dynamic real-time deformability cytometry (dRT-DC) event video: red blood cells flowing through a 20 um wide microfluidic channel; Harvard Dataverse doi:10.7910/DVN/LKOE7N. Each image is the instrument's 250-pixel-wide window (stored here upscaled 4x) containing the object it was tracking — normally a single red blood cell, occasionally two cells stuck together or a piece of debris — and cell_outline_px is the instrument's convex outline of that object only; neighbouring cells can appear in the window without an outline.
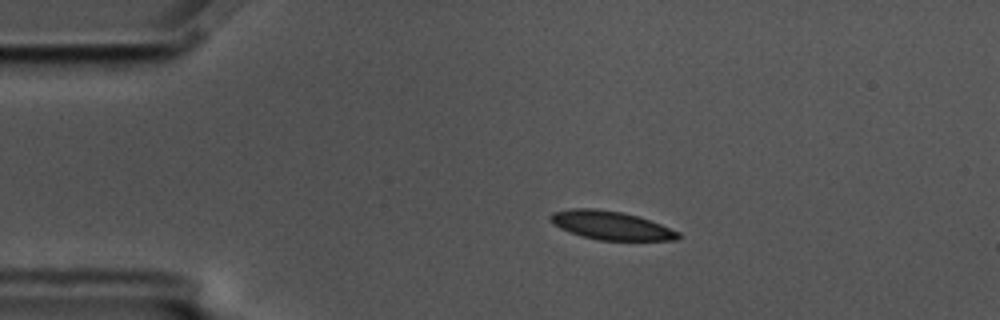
{"species": "common noctule bat (a hibernating species)", "species_latin": "Nyctalus noctula", "temperature_condition": "cold", "stored_images_in_passage": 58, "camera_frame_rate_fps": 3000, "um_per_image_px": 0.085, "animal": {"sex": "male", "body_mass_g": 17.5, "forearm_length_mm": 52.3}, "frame": {"image": 1, "passage_image": 11, "time_ms": 3.333, "image_size_px": [1000, 320], "cell_outline_px": [[680, 236], [676, 240], [596, 240], [560, 228], [552, 224], [548, 216], [552, 212], [572, 208], [596, 208], [624, 212], [660, 224], [680, 232]], "centroid_in_image_um": [51.9, 19.15], "position_along_channel_um": 33.1, "area_um2": 21.15}}
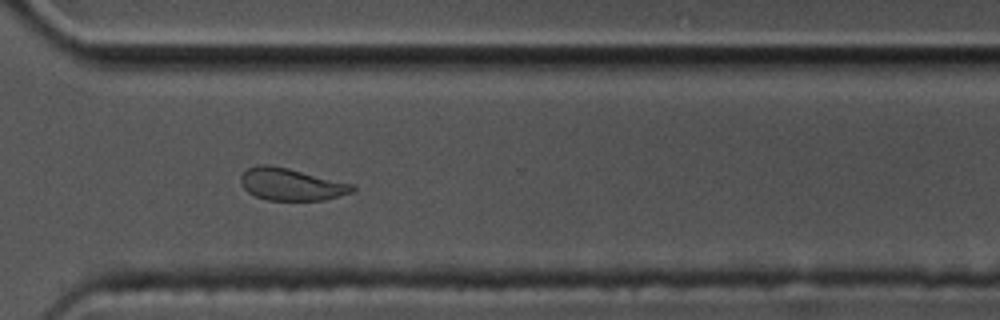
{"frame": {"image": 2, "passage_image": 42, "time_ms": 13.667, "image_size_px": [1000, 320], "cell_outline_px": [[356, 188], [352, 192], [340, 196], [324, 200], [268, 200], [256, 196], [248, 192], [240, 184], [240, 176], [248, 168], [260, 164], [268, 164], [288, 168], [352, 184]], "centroid_in_image_um": [24.72, 15.67], "position_along_channel_um": 345.9, "area_um2": 20.81}}
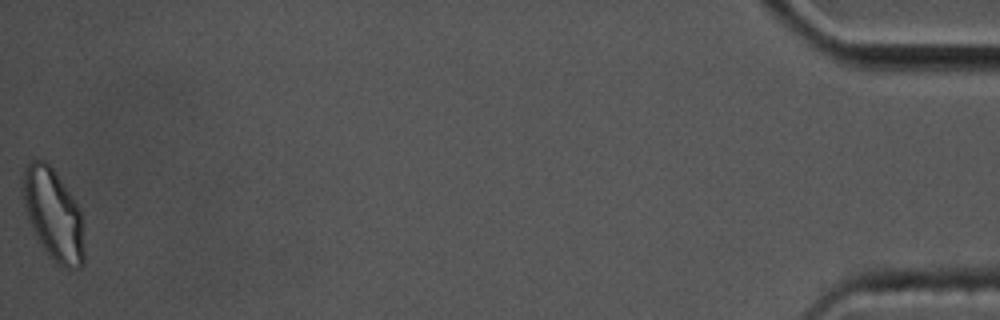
{"frame": {"image": 3, "passage_image": 58, "time_ms": 19.0, "image_size_px": [1000, 320], "cell_outline_px": [[84, 264], [80, 268], [64, 268], [44, 248], [36, 236], [28, 216], [20, 192], [20, 184], [24, 164], [32, 160], [44, 160], [56, 172], [80, 208], [84, 248]], "centroid_in_image_um": [4.51, 18.16], "position_along_channel_um": 430.7, "area_um2": 32.6}, "authors_computed_cell_mechanics": {"area_um2": 21.3571, "velocity_mm_per_s": 3.4382, "shape_relaxation_time_tau1_ms": 2.759, "shape_relaxation_time_tau2_ms": 1.2921, "deformation_change_tau1": 0.1363, "deformation_change_tau2": 0.0721}}